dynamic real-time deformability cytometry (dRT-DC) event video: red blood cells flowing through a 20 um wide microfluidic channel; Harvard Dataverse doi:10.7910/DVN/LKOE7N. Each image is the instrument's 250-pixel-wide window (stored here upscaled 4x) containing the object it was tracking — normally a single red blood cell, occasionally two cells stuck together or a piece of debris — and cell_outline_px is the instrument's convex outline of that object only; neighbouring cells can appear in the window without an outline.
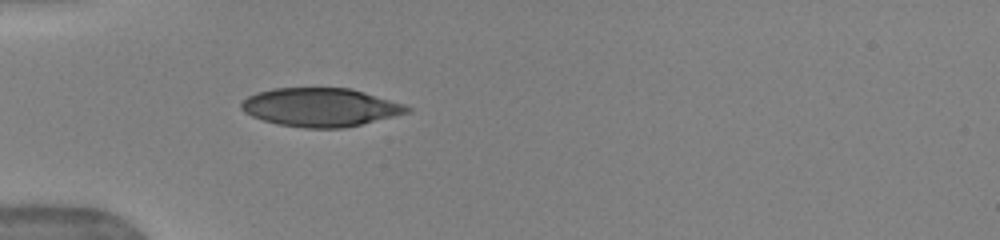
{"species": "human", "species_latin": "Homo sapiens", "temperature_condition": "warm", "stored_images_in_passage": 50, "camera_frame_rate_fps": 3000, "um_per_image_px": 0.085, "donor": {"sex": "female"}, "frame": {"image": 1, "passage_image": 15, "time_ms": 4.667, "image_size_px": [1000, 240], "cell_outline_px": [[412, 112], [344, 128], [304, 128], [276, 124], [252, 116], [244, 112], [240, 108], [240, 104], [248, 96], [256, 92], [272, 88], [352, 88], [404, 104], [412, 108]], "centroid_in_image_um": [27.24, 9.12], "position_along_channel_um": 57.8, "area_um2": 37.34}}
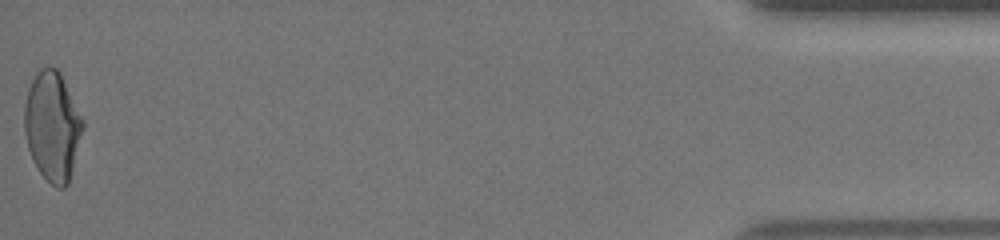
{"frame": {"image": 2, "passage_image": 50, "time_ms": 16.333, "image_size_px": [1000, 240], "cell_outline_px": [[84, 128], [68, 184], [64, 188], [56, 188], [40, 172], [28, 148], [24, 132], [24, 104], [28, 88], [36, 72], [40, 68], [48, 64], [56, 68], [60, 72], [84, 120]], "centroid_in_image_um": [4.46, 10.68], "position_along_channel_um": 430.7, "area_um2": 37.28}, "authors_computed_cell_mechanics": {"area_um2": 36.3851, "velocity_mm_per_s": 3.9807, "shape_relaxation_time_tau1_ms": 8.5417, "shape_relaxation_time_tau2_ms": null, "deformation_change_tau1": 0.2359, "deformation_change_tau2": null}}